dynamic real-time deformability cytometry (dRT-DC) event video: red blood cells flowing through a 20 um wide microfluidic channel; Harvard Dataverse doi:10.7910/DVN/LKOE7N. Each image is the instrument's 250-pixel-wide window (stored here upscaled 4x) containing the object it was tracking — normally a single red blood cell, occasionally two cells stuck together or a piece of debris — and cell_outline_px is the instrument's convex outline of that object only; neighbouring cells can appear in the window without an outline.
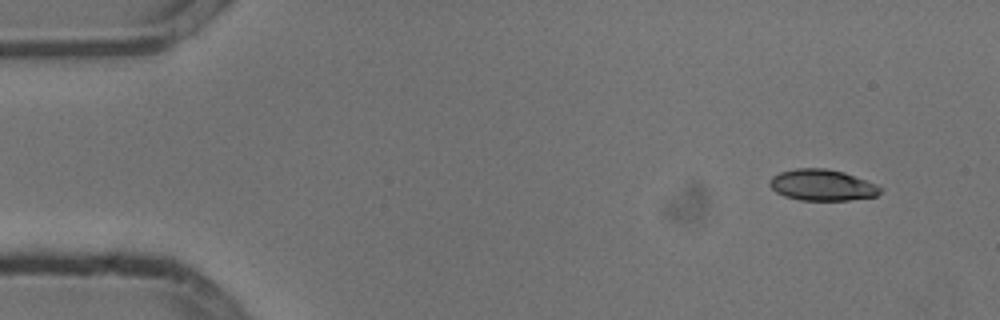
{"species": "common noctule bat (a hibernating species)", "species_latin": "Nyctalus noctula", "temperature_condition": "cold", "stored_images_in_passage": 16, "camera_frame_rate_fps": 3000, "um_per_image_px": 0.085, "animal": {"sex": "male", "body_mass_g": 13.3}, "frame": {"image": 1, "passage_image": 1, "time_ms": 0.0, "image_size_px": [1000, 320], "cell_outline_px": [[880, 192], [876, 196], [848, 200], [800, 200], [784, 196], [776, 192], [768, 184], [772, 176], [780, 172], [796, 168], [824, 168], [844, 172], [876, 184], [880, 188]], "centroid_in_image_um": [69.85, 15.73], "position_along_channel_um": 15.2, "area_um2": 20.0}}
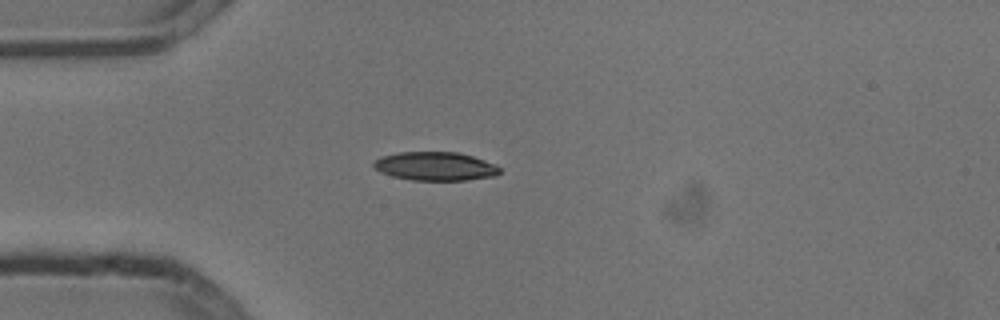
{"frame": {"image": 2, "passage_image": 11, "time_ms": 3.333, "image_size_px": [1000, 320], "cell_outline_px": [[500, 172], [496, 176], [464, 180], [412, 180], [392, 176], [380, 172], [372, 164], [376, 160], [384, 156], [400, 152], [456, 152], [472, 156], [496, 164], [500, 168]], "centroid_in_image_um": [37.03, 14.13], "position_along_channel_um": 48.0, "area_um2": 20.87}}
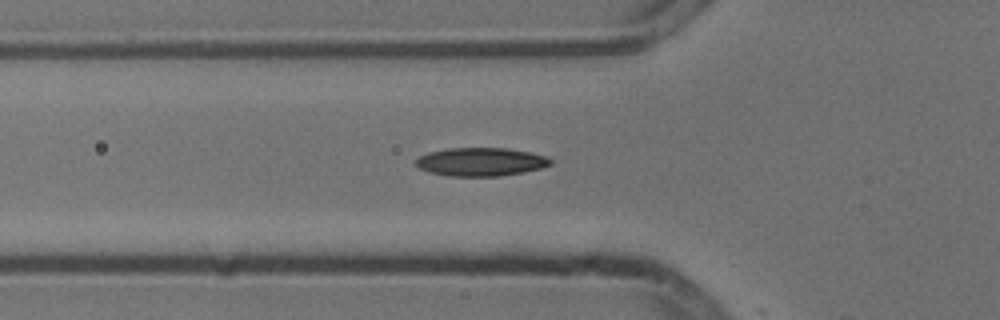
{"frame": {"image": 3, "passage_image": 15, "time_ms": 4.667, "image_size_px": [1000, 320], "cell_outline_px": [[552, 164], [540, 168], [500, 176], [448, 176], [428, 172], [420, 168], [416, 164], [416, 160], [420, 156], [428, 152], [448, 148], [508, 148], [548, 156], [552, 160]], "centroid_in_image_um": [40.86, 13.75], "position_along_channel_um": 84.9, "area_um2": 22.2}}